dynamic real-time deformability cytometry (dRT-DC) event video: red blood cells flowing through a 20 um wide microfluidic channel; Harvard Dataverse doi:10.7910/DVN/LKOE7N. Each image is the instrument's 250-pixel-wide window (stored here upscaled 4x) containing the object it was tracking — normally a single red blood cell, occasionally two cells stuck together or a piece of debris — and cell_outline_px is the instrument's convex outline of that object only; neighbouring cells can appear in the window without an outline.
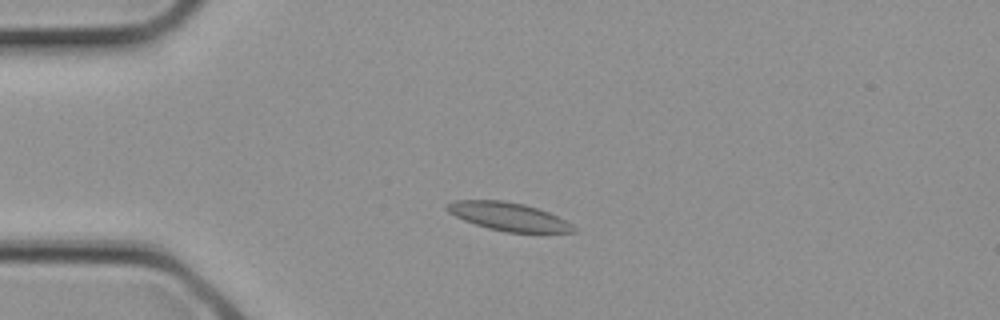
{"species": "common noctule bat (a hibernating species)", "species_latin": "Nyctalus noctula", "temperature_condition": "cold", "stored_images_in_passage": 2, "camera_frame_rate_fps": 3000, "um_per_image_px": 0.085, "animal": {"sex": "female", "body_mass_g": 21.9}, "frame": {"image": 1, "passage_image": 2, "time_ms": 0.333, "image_size_px": [1000, 320], "cell_outline_px": [[576, 232], [504, 232], [488, 228], [464, 220], [448, 212], [444, 208], [444, 204], [456, 200], [504, 200], [524, 204], [548, 212], [572, 224], [576, 228]], "centroid_in_image_um": [43.17, 18.4], "position_along_channel_um": 41.8, "area_um2": 20.69}}